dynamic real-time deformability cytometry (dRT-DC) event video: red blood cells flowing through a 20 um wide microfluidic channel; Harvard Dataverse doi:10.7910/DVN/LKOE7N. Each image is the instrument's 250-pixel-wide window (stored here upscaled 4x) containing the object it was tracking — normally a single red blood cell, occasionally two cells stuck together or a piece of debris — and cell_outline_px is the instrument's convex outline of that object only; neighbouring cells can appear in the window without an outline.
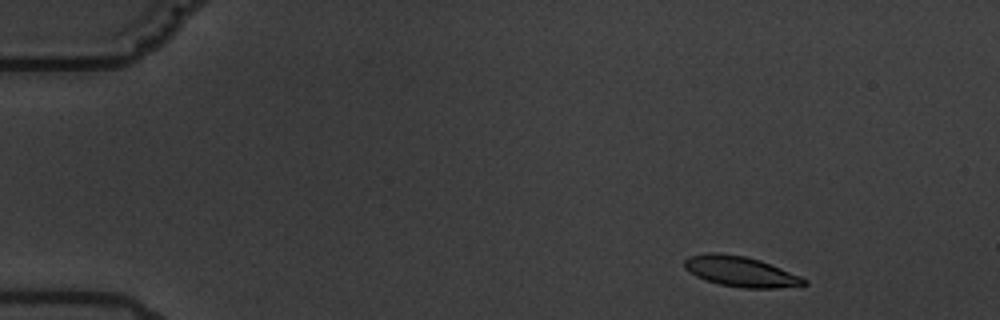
{"species": "common noctule bat (a hibernating species)", "species_latin": "Nyctalus noctula", "temperature_condition": "warm", "stored_images_in_passage": 4, "camera_frame_rate_fps": 3000, "um_per_image_px": 0.085, "animal": {"sex": "male", "body_mass_g": 19.5, "forearm_length_mm": 54.6}, "frame": {"image": 1, "passage_image": 1, "time_ms": 0.0, "image_size_px": [1000, 320], "cell_outline_px": [[808, 284], [776, 288], [744, 288], [720, 284], [704, 280], [688, 272], [684, 268], [684, 260], [688, 256], [704, 252], [716, 252], [744, 256], [760, 260], [800, 276], [808, 280]], "centroid_in_image_um": [62.89, 23.07], "position_along_channel_um": 22.1, "area_um2": 21.21}}
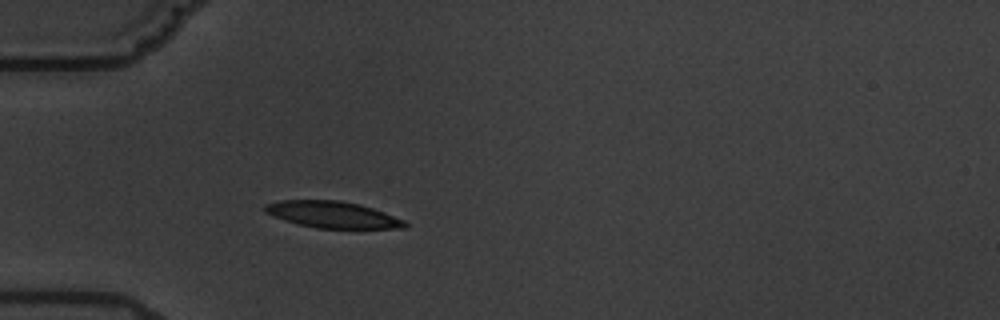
{"frame": {"image": 2, "passage_image": 4, "time_ms": 3.667, "image_size_px": [1000, 320], "cell_outline_px": [[408, 224], [404, 228], [316, 228], [284, 220], [264, 212], [264, 204], [280, 200], [340, 200], [360, 204], [384, 212], [404, 220]], "centroid_in_image_um": [28.25, 18.23], "position_along_channel_um": 56.8, "area_um2": 21.56}}